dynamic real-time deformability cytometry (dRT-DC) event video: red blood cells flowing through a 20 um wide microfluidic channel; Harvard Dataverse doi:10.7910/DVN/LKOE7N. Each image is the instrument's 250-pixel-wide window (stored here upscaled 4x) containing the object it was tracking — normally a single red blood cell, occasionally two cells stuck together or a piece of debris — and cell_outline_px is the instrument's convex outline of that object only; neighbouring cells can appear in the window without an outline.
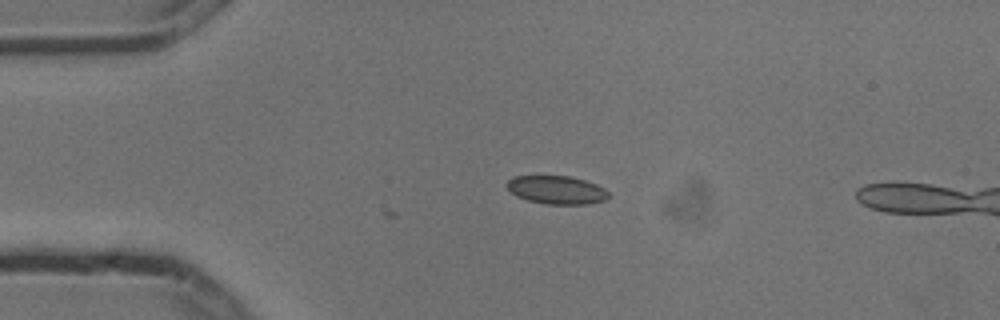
{"species": "common noctule bat (a hibernating species)", "species_latin": "Nyctalus noctula", "temperature_condition": "cold", "stored_images_in_passage": 2, "camera_frame_rate_fps": 3000, "um_per_image_px": 0.085, "animal": {"sex": "male", "body_mass_g": 13.3}, "frame": {"image": 1, "passage_image": 1, "time_ms": 0.0, "image_size_px": [1000, 320], "cell_outline_px": [[608, 200], [588, 204], [544, 204], [528, 200], [516, 196], [504, 184], [512, 176], [568, 176], [584, 180], [596, 184], [604, 188], [608, 192]], "centroid_in_image_um": [47.31, 16.14], "position_along_channel_um": 37.7, "area_um2": 16.82}}